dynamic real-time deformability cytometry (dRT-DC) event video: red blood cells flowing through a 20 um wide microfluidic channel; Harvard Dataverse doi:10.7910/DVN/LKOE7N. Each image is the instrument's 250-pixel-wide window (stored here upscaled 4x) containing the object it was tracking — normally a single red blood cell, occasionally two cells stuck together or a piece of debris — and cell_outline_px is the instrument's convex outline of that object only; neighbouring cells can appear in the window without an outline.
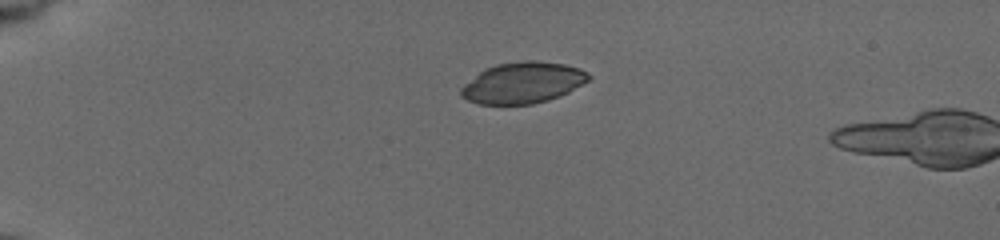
{"species": "common noctule bat (a hibernating species)", "species_latin": "Nyctalus noctula", "temperature_condition": "cold", "stored_images_in_passage": 3, "camera_frame_rate_fps": 3000, "um_per_image_px": 0.085, "animal": {"sex": "female", "body_mass_g": 19.5, "forearm_length_mm": 54.1}, "frame": {"image": 1, "passage_image": 1, "time_ms": 0.0, "image_size_px": [1000, 240], "cell_outline_px": [[592, 76], [588, 80], [568, 92], [548, 100], [532, 104], [480, 104], [468, 100], [460, 96], [460, 88], [464, 84], [484, 68], [496, 64], [524, 60], [536, 60], [564, 64], [580, 68], [588, 72]], "centroid_in_image_um": [44.43, 7.02], "position_along_channel_um": 40.6, "area_um2": 30.63}}